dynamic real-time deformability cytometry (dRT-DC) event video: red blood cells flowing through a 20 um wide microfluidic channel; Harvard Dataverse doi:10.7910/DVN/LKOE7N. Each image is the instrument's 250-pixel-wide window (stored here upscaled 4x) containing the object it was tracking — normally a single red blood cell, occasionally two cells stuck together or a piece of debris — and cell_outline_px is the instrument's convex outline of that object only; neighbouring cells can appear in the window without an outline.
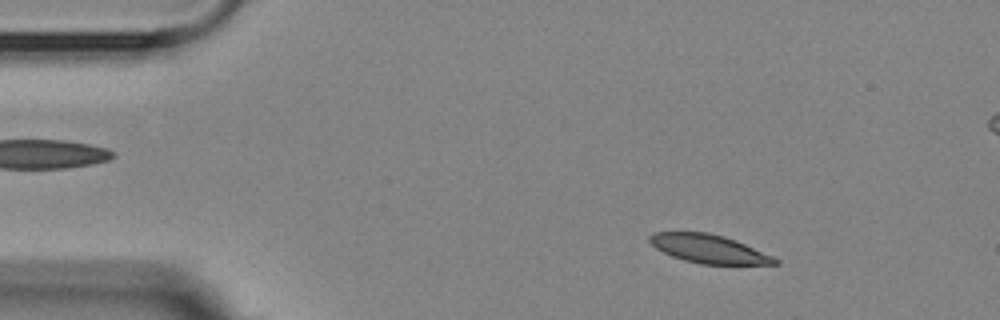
{"species": "Egyptian fruit bat (a non-hibernating species)", "species_latin": "Rousettus aegyptiacus", "temperature_condition": "room temperature", "stored_images_in_passage": 4, "camera_frame_rate_fps": 3000, "um_per_image_px": 0.085, "animal": {"sex": "female"}, "frame": {"image": 1, "passage_image": 1, "time_ms": 0.0, "image_size_px": [1000, 320], "cell_outline_px": [[780, 264], [700, 264], [684, 260], [672, 256], [656, 248], [648, 240], [648, 236], [652, 232], [708, 232], [724, 236], [736, 240], [772, 256], [780, 260]], "centroid_in_image_um": [60.24, 21.14], "position_along_channel_um": 24.8, "area_um2": 20.75}}